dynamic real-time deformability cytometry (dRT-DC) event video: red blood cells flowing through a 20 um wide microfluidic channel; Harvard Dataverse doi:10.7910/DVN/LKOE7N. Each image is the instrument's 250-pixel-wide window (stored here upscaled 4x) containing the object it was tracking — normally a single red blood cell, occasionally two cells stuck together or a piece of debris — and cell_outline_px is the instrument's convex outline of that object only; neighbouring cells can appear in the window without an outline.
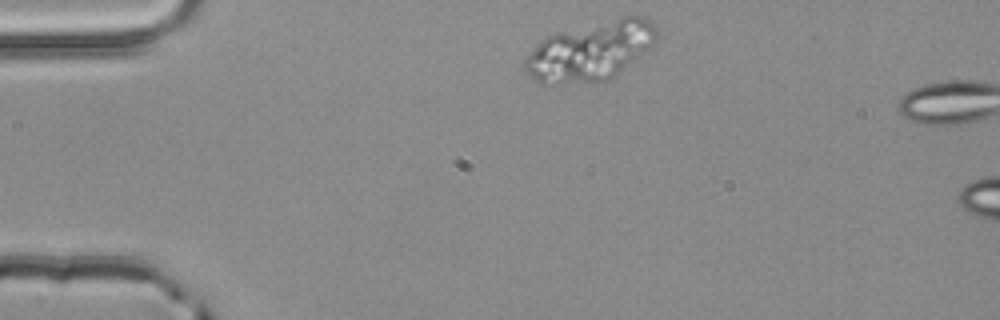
{"species": "common noctule bat (a hibernating species)", "species_latin": "Nyctalus noctula", "temperature_condition": "room temperature", "stored_images_in_passage": 2, "camera_frame_rate_fps": 3000, "um_per_image_px": 0.085, "animal": {"sex": "male", "body_mass_g": 20.4}, "frame": {"image": 1, "passage_image": 1, "time_ms": 0.0, "image_size_px": [1000, 320], "cell_outline_px": [[660, 36], [656, 44], [608, 80], [560, 84], [540, 84], [524, 72], [524, 60], [544, 36], [556, 32], [624, 16], [644, 16], [656, 24], [660, 32]], "centroid_in_image_um": [50.23, 4.32], "position_along_channel_um": 34.8, "area_um2": 45.72}}